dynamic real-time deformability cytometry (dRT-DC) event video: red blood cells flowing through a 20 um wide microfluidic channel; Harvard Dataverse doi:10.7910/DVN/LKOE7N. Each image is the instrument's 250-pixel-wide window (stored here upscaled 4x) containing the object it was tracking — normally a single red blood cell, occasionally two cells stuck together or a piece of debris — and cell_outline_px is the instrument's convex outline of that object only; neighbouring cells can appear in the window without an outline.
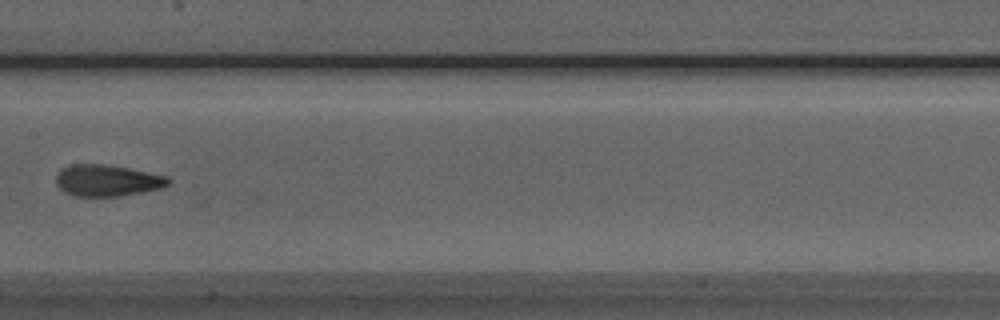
{"species": "Egyptian fruit bat (a non-hibernating species)", "species_latin": "Rousettus aegyptiacus", "temperature_condition": "room temperature", "stored_images_in_passage": 8, "camera_frame_rate_fps": 3000, "um_per_image_px": 0.085, "animal": {"sex": "male"}, "frame": {"image": 1, "passage_image": 8, "time_ms": 8.0, "image_size_px": [1000, 320], "cell_outline_px": [[172, 180], [168, 184], [160, 188], [144, 192], [120, 196], [72, 196], [64, 192], [56, 184], [56, 176], [64, 168], [72, 164], [104, 164], [128, 168], [168, 176]], "centroid_in_image_um": [9.13, 15.35], "position_along_channel_um": 198.3, "area_um2": 20.58}}